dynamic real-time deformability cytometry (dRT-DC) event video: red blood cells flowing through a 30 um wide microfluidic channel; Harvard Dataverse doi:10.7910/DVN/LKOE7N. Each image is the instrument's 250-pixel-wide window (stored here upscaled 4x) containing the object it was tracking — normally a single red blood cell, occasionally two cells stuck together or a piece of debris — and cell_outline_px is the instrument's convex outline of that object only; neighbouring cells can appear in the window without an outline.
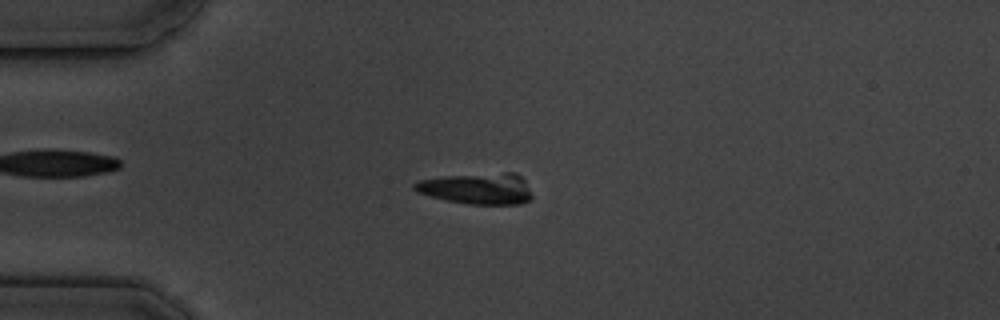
{"species": "common noctule bat (a hibernating species)", "species_latin": "Nyctalus noctula", "temperature_condition": "cold", "stored_images_in_passage": 4, "camera_frame_rate_fps": 3000, "um_per_image_px": 0.085, "animal": {"sex": "male", "body_mass_g": 19.5, "forearm_length_mm": 54.6}, "frame": {"image": 1, "passage_image": 4, "time_ms": 3.667, "image_size_px": [1000, 320], "cell_outline_px": [[532, 196], [528, 200], [520, 204], [468, 204], [448, 200], [416, 192], [412, 188], [412, 184], [416, 180], [444, 176], [504, 172], [512, 172], [520, 176], [524, 180]], "centroid_in_image_um": [40.52, 16.02], "position_along_channel_um": 44.5, "area_um2": 21.33}}